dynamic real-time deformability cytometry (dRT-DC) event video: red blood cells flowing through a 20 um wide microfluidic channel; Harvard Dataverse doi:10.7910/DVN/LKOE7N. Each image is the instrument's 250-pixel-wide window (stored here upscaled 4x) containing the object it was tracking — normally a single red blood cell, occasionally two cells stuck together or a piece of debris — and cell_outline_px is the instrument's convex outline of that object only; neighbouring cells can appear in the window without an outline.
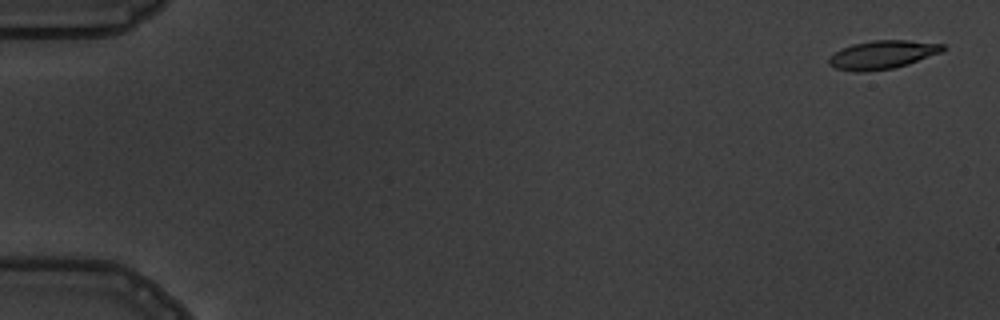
{"species": "common noctule bat (a hibernating species)", "species_latin": "Nyctalus noctula", "temperature_condition": "warm", "stored_images_in_passage": 6, "camera_frame_rate_fps": 3000, "um_per_image_px": 0.085, "animal": {"sex": "male", "body_mass_g": 19.5, "forearm_length_mm": 54.6}, "frame": {"image": 1, "passage_image": 1, "time_ms": 0.0, "image_size_px": [1000, 320], "cell_outline_px": [[948, 48], [940, 52], [908, 64], [892, 68], [860, 72], [856, 72], [836, 68], [828, 64], [828, 60], [840, 48], [852, 44], [872, 40], [908, 40], [944, 44]], "centroid_in_image_um": [75.01, 4.64], "position_along_channel_um": 10.0, "area_um2": 18.73}}
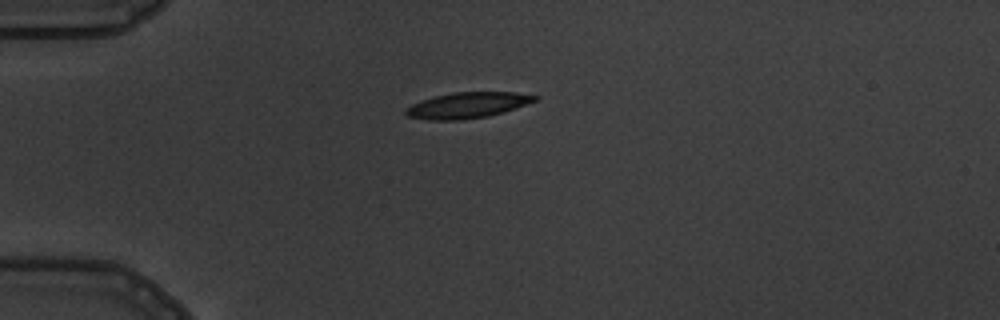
{"frame": {"image": 2, "passage_image": 5, "time_ms": 4.333, "image_size_px": [1000, 320], "cell_outline_px": [[540, 96], [536, 100], [504, 112], [488, 116], [464, 120], [428, 120], [408, 116], [404, 112], [412, 104], [436, 96], [452, 92], [516, 92]], "centroid_in_image_um": [39.76, 8.95], "position_along_channel_um": 45.2, "area_um2": 19.25}}